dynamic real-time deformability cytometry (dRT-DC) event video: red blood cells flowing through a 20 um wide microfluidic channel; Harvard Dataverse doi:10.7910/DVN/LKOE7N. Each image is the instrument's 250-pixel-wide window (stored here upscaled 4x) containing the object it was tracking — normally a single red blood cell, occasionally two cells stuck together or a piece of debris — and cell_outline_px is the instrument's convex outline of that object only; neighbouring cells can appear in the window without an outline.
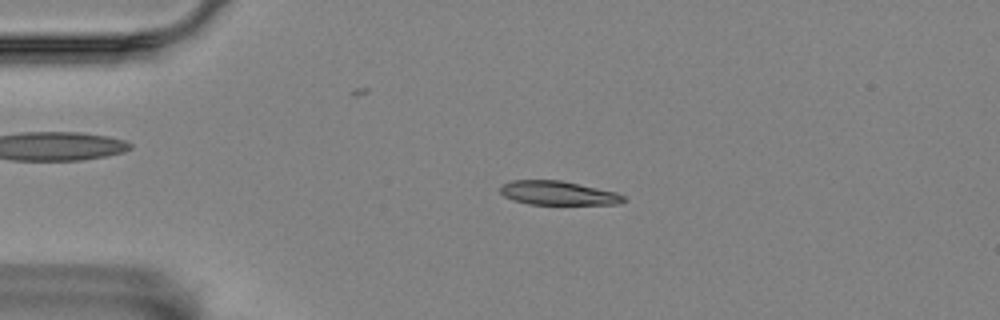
{"species": "Egyptian fruit bat (a non-hibernating species)", "species_latin": "Rousettus aegyptiacus", "temperature_condition": "room temperature", "stored_images_in_passage": 56, "camera_frame_rate_fps": 3000, "um_per_image_px": 0.085, "animal": {"sex": "female"}, "frame": {"image": 1, "passage_image": 12, "time_ms": 3.667, "image_size_px": [1000, 320], "cell_outline_px": [[628, 200], [616, 204], [528, 204], [504, 196], [500, 192], [500, 188], [504, 184], [512, 180], [560, 180], [616, 192], [624, 196]], "centroid_in_image_um": [47.45, 16.41], "position_along_channel_um": 37.5, "area_um2": 16.99}}
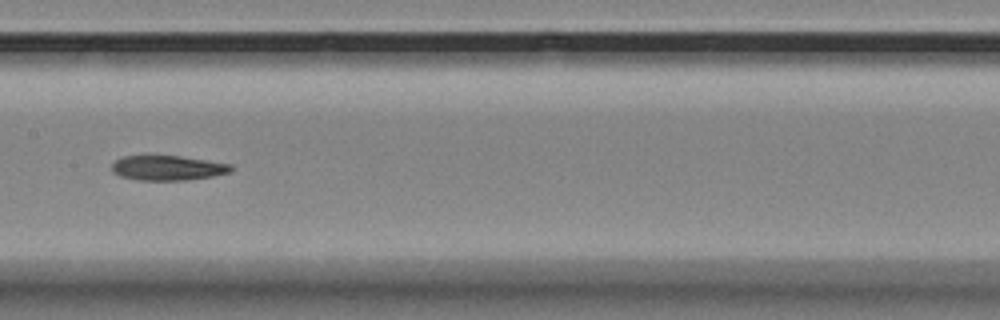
{"frame": {"image": 2, "passage_image": 28, "time_ms": 9.0, "image_size_px": [1000, 320], "cell_outline_px": [[232, 172], [212, 176], [184, 180], [140, 180], [120, 176], [112, 172], [112, 164], [120, 156], [180, 156], [232, 164]], "centroid_in_image_um": [14.25, 14.27], "position_along_channel_um": 193.2, "area_um2": 17.17}}
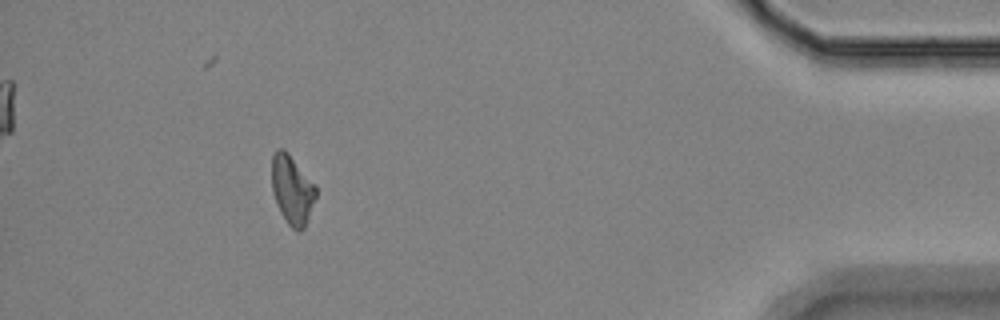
{"frame": {"image": 3, "passage_image": 51, "time_ms": 16.667, "image_size_px": [1000, 320], "cell_outline_px": [[316, 196], [304, 228], [300, 232], [296, 232], [288, 224], [280, 212], [272, 192], [272, 156], [276, 148], [284, 148], [288, 152], [316, 188]], "centroid_in_image_um": [24.8, 16.13], "position_along_channel_um": 410.4, "area_um2": 17.51}}